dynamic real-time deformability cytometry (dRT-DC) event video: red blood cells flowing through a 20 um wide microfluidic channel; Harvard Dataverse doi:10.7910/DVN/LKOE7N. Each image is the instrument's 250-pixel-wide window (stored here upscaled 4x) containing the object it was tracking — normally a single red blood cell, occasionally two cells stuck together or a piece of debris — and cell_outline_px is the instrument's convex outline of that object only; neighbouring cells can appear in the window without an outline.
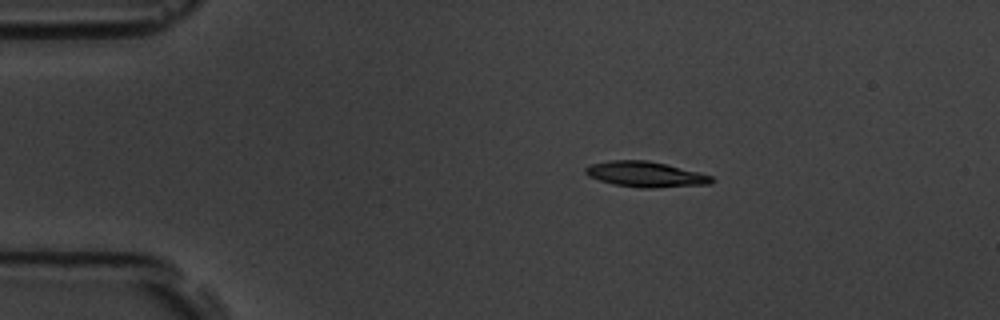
{"species": "common noctule bat (a hibernating species)", "species_latin": "Nyctalus noctula", "temperature_condition": "room temperature", "stored_images_in_passage": 45, "camera_frame_rate_fps": 3000, "um_per_image_px": 0.085, "animal": {"sex": "male", "body_mass_g": 19.5, "forearm_length_mm": 54.6}, "frame": {"image": 1, "passage_image": 1, "time_ms": 0.0, "image_size_px": [1000, 320], "cell_outline_px": [[712, 180], [708, 184], [652, 188], [644, 188], [612, 184], [588, 176], [584, 172], [584, 168], [592, 164], [612, 160], [648, 160], [712, 176]], "centroid_in_image_um": [54.8, 14.81], "position_along_channel_um": 30.2, "area_um2": 18.32}}
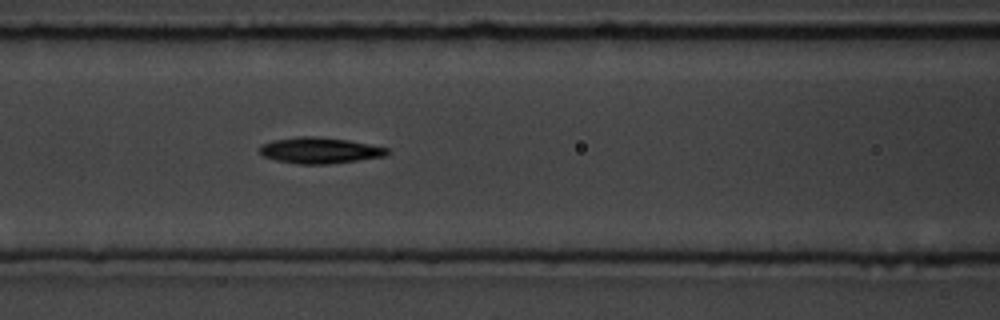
{"frame": {"image": 2, "passage_image": 14, "time_ms": 4.333, "image_size_px": [1000, 320], "cell_outline_px": [[392, 152], [384, 156], [328, 164], [296, 164], [276, 160], [264, 156], [260, 152], [260, 144], [272, 140], [296, 136], [316, 136], [348, 140], [388, 148]], "centroid_in_image_um": [27.15, 12.77], "position_along_channel_um": 139.5, "area_um2": 19.36}}
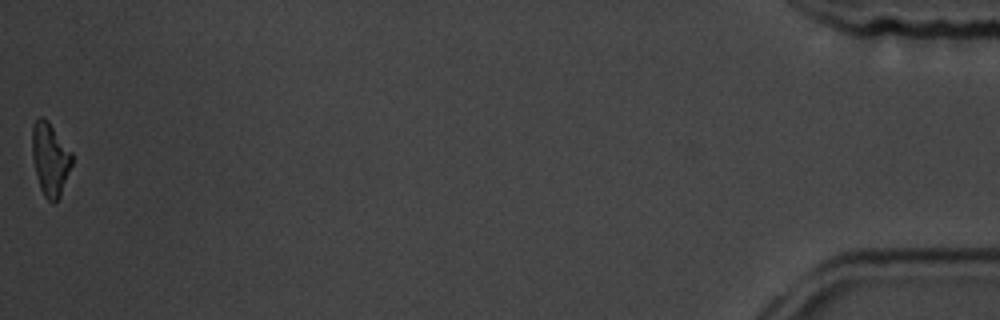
{"frame": {"image": 3, "passage_image": 45, "time_ms": 14.667, "image_size_px": [1000, 320], "cell_outline_px": [[72, 164], [60, 196], [52, 204], [44, 196], [40, 188], [32, 156], [32, 124], [40, 116], [44, 116], [48, 120], [72, 152]], "centroid_in_image_um": [4.26, 13.49], "position_along_channel_um": 430.9, "area_um2": 16.94}, "authors_computed_cell_mechanics": {"area_um2": 18.496, "velocity_mm_per_s": 3.7759, "shape_relaxation_time_tau1_ms": 3.1808, "shape_relaxation_time_tau2_ms": 5.3154, "deformation_change_tau1": 0.129, "deformation_change_tau2": 0.1373}}